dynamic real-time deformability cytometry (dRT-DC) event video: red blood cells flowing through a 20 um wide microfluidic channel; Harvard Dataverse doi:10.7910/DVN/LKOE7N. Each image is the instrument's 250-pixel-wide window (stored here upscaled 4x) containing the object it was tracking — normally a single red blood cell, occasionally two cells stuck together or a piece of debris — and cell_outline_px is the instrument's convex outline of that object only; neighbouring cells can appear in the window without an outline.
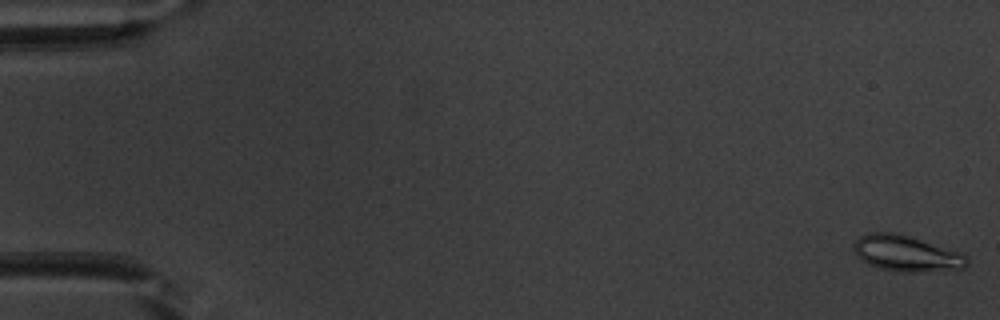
{"species": "common noctule bat (a hibernating species)", "species_latin": "Nyctalus noctula", "temperature_condition": "warm", "stored_images_in_passage": 52, "camera_frame_rate_fps": 3000, "um_per_image_px": 0.085, "animal": {"sex": "male", "body_mass_g": 20.1, "forearm_length_mm": 53.5}, "frame": {"image": 1, "passage_image": 1, "time_ms": 0.0, "image_size_px": [1000, 320], "cell_outline_px": [[968, 264], [964, 268], [912, 272], [900, 272], [880, 268], [868, 264], [852, 248], [852, 244], [860, 236], [868, 232], [896, 232], [968, 256]], "centroid_in_image_um": [76.99, 21.54], "position_along_channel_um": 8.0, "area_um2": 23.12}}
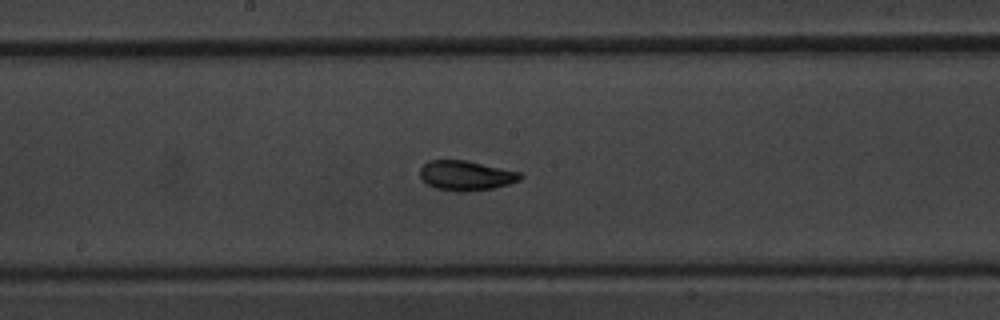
{"frame": {"image": 2, "passage_image": 28, "time_ms": 9.0, "image_size_px": [1000, 320], "cell_outline_px": [[524, 176], [520, 180], [508, 184], [492, 188], [468, 192], [456, 192], [436, 188], [428, 184], [420, 176], [420, 168], [428, 160], [468, 160], [520, 172]], "centroid_in_image_um": [39.62, 14.92], "position_along_channel_um": 208.6, "area_um2": 17.51}}
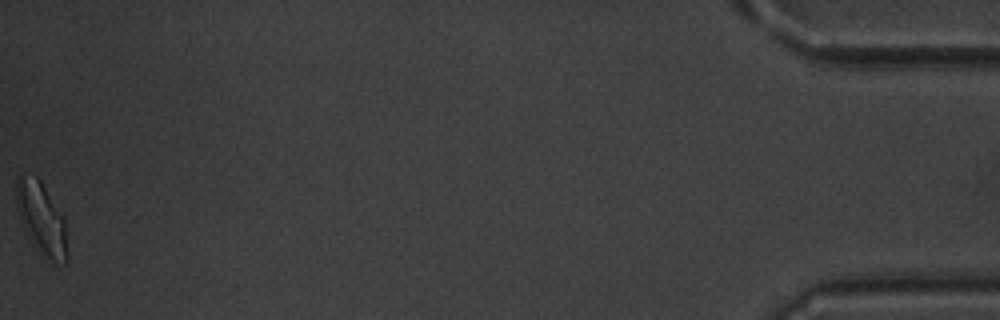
{"frame": {"image": 3, "passage_image": 52, "time_ms": 17.0, "image_size_px": [1000, 320], "cell_outline_px": [[68, 264], [64, 264], [40, 256], [28, 236], [20, 220], [16, 208], [16, 176], [20, 172], [36, 176], [40, 180], [64, 216], [68, 256]], "centroid_in_image_um": [3.51, 18.57], "position_along_channel_um": 431.7, "area_um2": 21.96}, "authors_computed_cell_mechanics": {"area_um2": 17.3689, "velocity_mm_per_s": 3.9588, "shape_relaxation_time_tau1_ms": 2.5336, "shape_relaxation_time_tau2_ms": 1.8144, "deformation_change_tau1": 0.1149, "deformation_change_tau2": 0.0763}}